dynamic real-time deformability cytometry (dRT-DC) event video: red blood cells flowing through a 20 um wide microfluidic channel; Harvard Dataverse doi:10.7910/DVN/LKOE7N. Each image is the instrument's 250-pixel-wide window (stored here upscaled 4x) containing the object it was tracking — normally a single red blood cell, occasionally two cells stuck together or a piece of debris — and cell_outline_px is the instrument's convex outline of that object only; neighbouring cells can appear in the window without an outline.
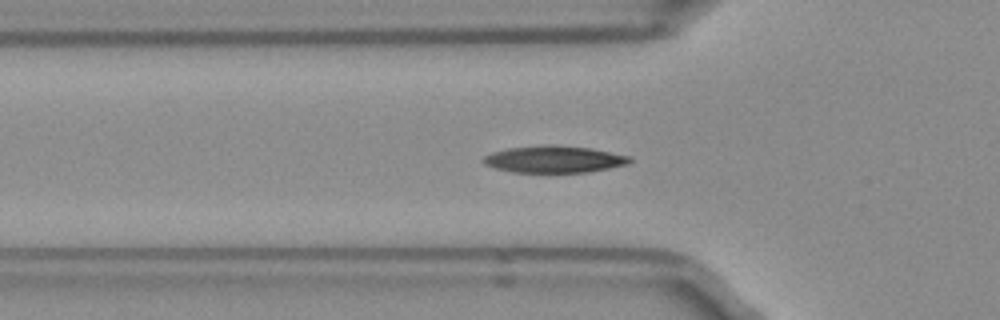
{"species": "Egyptian fruit bat (a non-hibernating species)", "species_latin": "Rousettus aegyptiacus", "temperature_condition": "room temperature", "stored_images_in_passage": 34, "camera_frame_rate_fps": 3000, "um_per_image_px": 0.085, "frame": {"image": 1, "passage_image": 2, "time_ms": 0.333, "image_size_px": [1000, 320], "cell_outline_px": [[632, 160], [628, 164], [588, 172], [512, 172], [496, 168], [484, 164], [480, 160], [484, 156], [492, 152], [508, 148], [548, 144], [588, 148], [632, 156]], "centroid_in_image_um": [47.08, 13.53], "position_along_channel_um": 78.7, "area_um2": 22.89}}
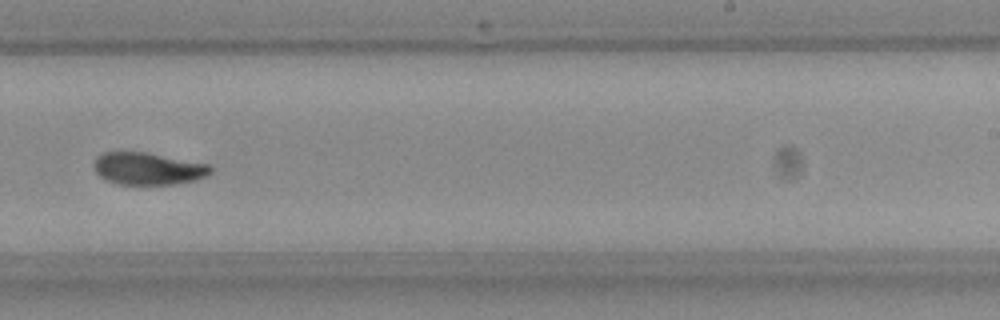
{"frame": {"image": 2, "passage_image": 17, "time_ms": 5.333, "image_size_px": [1000, 320], "cell_outline_px": [[212, 172], [196, 180], [172, 184], [120, 184], [108, 180], [100, 176], [96, 172], [92, 164], [96, 156], [104, 152], [144, 152], [212, 164]], "centroid_in_image_um": [12.59, 14.32], "position_along_channel_um": 276.4, "area_um2": 21.91}}
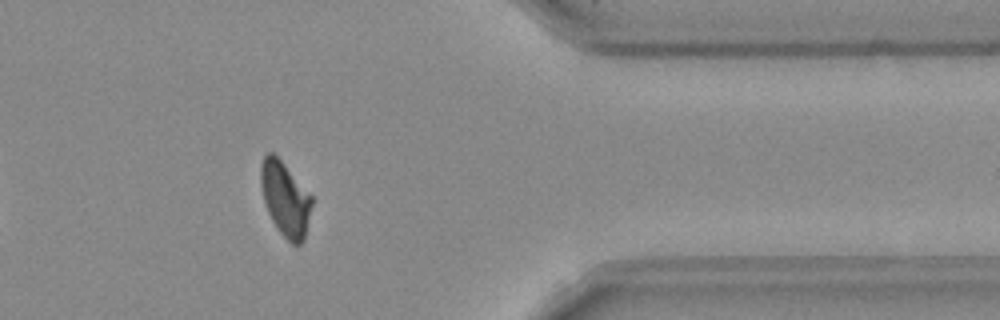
{"frame": {"image": 3, "passage_image": 27, "time_ms": 8.667, "image_size_px": [1000, 320], "cell_outline_px": [[312, 204], [304, 240], [300, 244], [292, 244], [276, 228], [268, 212], [264, 200], [260, 184], [260, 164], [264, 156], [268, 152], [272, 152], [284, 164], [312, 196]], "centroid_in_image_um": [24.23, 16.91], "position_along_channel_um": 387.2, "area_um2": 21.85}, "authors_computed_cell_mechanics": {"area_um2": 22.4842, "velocity_mm_per_s": 3.9477, "shape_relaxation_time_tau1_ms": 4.2345, "shape_relaxation_time_tau2_ms": 4.4021, "deformation_change_tau1": 0.1588, "deformation_change_tau2": 0.0822}}